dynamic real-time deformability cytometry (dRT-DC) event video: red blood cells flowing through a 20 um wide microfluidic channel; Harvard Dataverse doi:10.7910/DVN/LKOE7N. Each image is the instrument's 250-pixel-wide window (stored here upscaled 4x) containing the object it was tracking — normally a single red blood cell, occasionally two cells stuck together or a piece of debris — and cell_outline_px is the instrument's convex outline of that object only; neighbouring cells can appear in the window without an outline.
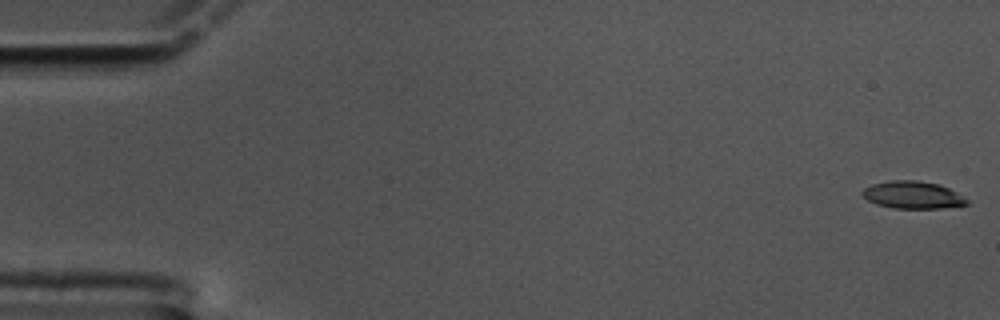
{"species": "common noctule bat (a hibernating species)", "species_latin": "Nyctalus noctula", "temperature_condition": "cold", "stored_images_in_passage": 61, "camera_frame_rate_fps": 3000, "um_per_image_px": 0.085, "animal": {"sex": "male", "body_mass_g": 17.5, "forearm_length_mm": 52.3}, "frame": {"image": 1, "passage_image": 1, "time_ms": 0.0, "image_size_px": [1000, 320], "cell_outline_px": [[968, 204], [940, 208], [892, 208], [876, 204], [868, 200], [860, 192], [864, 188], [872, 184], [892, 180], [916, 180], [940, 184], [964, 196], [968, 200]], "centroid_in_image_um": [77.57, 16.56], "position_along_channel_um": 7.4, "area_um2": 16.65}}
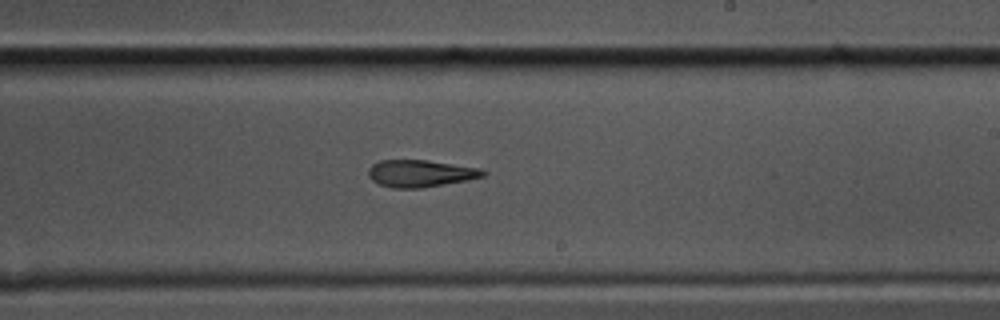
{"frame": {"image": 2, "passage_image": 36, "time_ms": 11.667, "image_size_px": [1000, 320], "cell_outline_px": [[488, 172], [484, 176], [468, 180], [420, 188], [392, 188], [380, 184], [372, 180], [368, 176], [368, 168], [372, 164], [380, 160], [428, 160], [480, 168]], "centroid_in_image_um": [35.73, 14.73], "position_along_channel_um": 253.3, "area_um2": 18.15}}
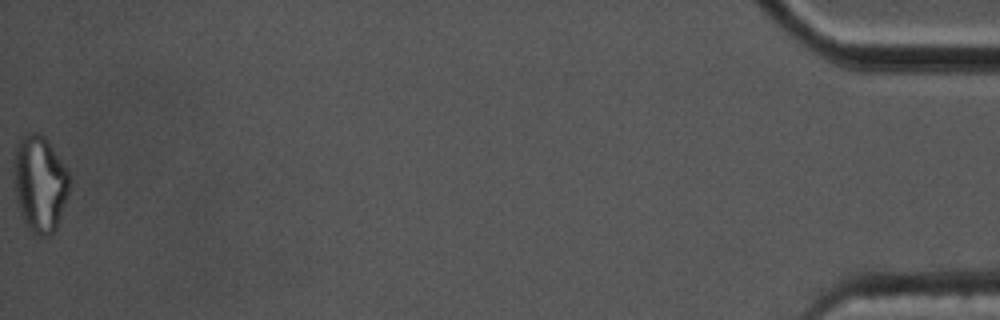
{"frame": {"image": 3, "passage_image": 61, "time_ms": 20.0, "image_size_px": [1000, 320], "cell_outline_px": [[72, 176], [68, 192], [56, 228], [48, 236], [40, 236], [32, 232], [24, 224], [20, 212], [16, 196], [12, 172], [12, 168], [16, 148], [20, 136], [28, 132], [36, 132], [44, 136], [68, 168]], "centroid_in_image_um": [3.38, 15.57], "position_along_channel_um": 431.8, "area_um2": 31.67}, "authors_computed_cell_mechanics": {"area_um2": 18.7272, "velocity_mm_per_s": 3.3376, "shape_relaxation_time_tau1_ms": null, "shape_relaxation_time_tau2_ms": 5.1289, "deformation_change_tau1": null, "deformation_change_tau2": 0.1546}}